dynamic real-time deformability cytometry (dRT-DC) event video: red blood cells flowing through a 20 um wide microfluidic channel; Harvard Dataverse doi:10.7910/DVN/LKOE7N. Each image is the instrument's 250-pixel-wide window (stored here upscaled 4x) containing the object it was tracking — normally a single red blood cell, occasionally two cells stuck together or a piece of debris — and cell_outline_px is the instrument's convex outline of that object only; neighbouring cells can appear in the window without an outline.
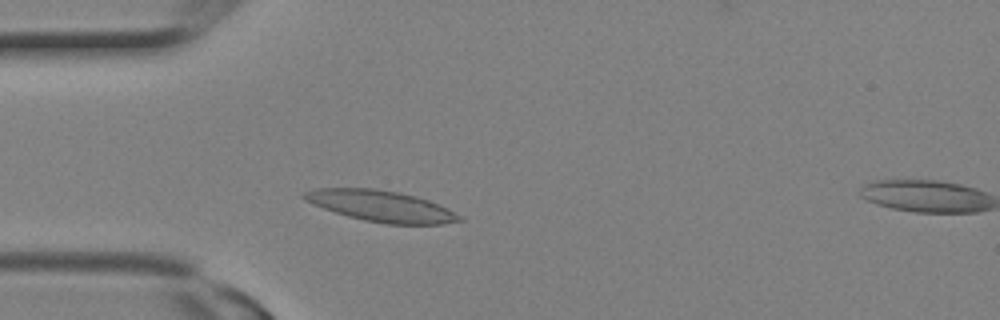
{"species": "Egyptian fruit bat (a non-hibernating species)", "species_latin": "Rousettus aegyptiacus", "temperature_condition": "room temperature", "stored_images_in_passage": 6, "camera_frame_rate_fps": 3000, "um_per_image_px": 0.085, "animal": {"sex": "female"}, "frame": {"image": 1, "passage_image": 5, "time_ms": 1.333, "image_size_px": [1000, 320], "cell_outline_px": [[464, 220], [440, 224], [384, 224], [364, 220], [348, 216], [312, 204], [304, 200], [300, 196], [304, 192], [316, 188], [372, 188], [396, 192], [416, 196], [428, 200], [448, 208], [460, 216]], "centroid_in_image_um": [32.37, 17.51], "position_along_channel_um": 52.6, "area_um2": 27.98}}